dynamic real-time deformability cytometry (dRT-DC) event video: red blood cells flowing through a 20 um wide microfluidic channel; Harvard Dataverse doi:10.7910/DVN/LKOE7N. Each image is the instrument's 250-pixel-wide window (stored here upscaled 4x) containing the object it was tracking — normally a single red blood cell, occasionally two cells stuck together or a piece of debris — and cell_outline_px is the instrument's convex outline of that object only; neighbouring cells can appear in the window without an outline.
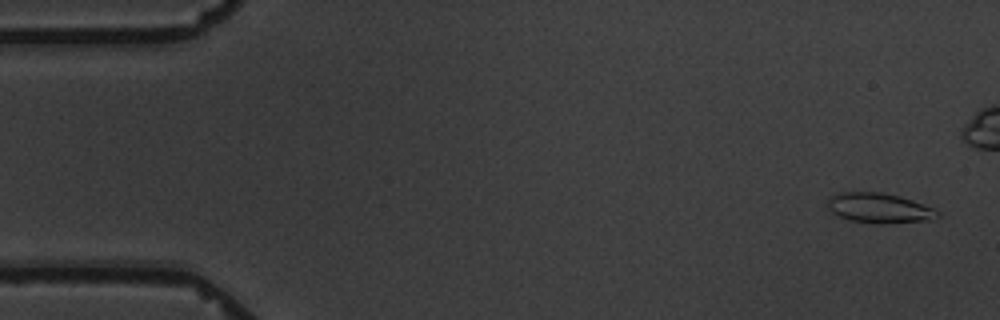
{"species": "common noctule bat (a hibernating species)", "species_latin": "Nyctalus noctula", "temperature_condition": "warm", "stored_images_in_passage": 6, "camera_frame_rate_fps": 3000, "um_per_image_px": 0.085, "animal": {"sex": "male", "body_mass_g": 19.5, "forearm_length_mm": 54.6}, "frame": {"image": 1, "passage_image": 1, "time_ms": 0.0, "image_size_px": [1000, 320], "cell_outline_px": [[940, 216], [932, 220], [884, 224], [880, 224], [852, 220], [840, 216], [832, 212], [828, 208], [828, 200], [832, 196], [840, 192], [880, 192], [900, 196], [912, 200], [932, 208], [940, 212]], "centroid_in_image_um": [74.77, 17.69], "position_along_channel_um": 10.2, "area_um2": 19.07}}